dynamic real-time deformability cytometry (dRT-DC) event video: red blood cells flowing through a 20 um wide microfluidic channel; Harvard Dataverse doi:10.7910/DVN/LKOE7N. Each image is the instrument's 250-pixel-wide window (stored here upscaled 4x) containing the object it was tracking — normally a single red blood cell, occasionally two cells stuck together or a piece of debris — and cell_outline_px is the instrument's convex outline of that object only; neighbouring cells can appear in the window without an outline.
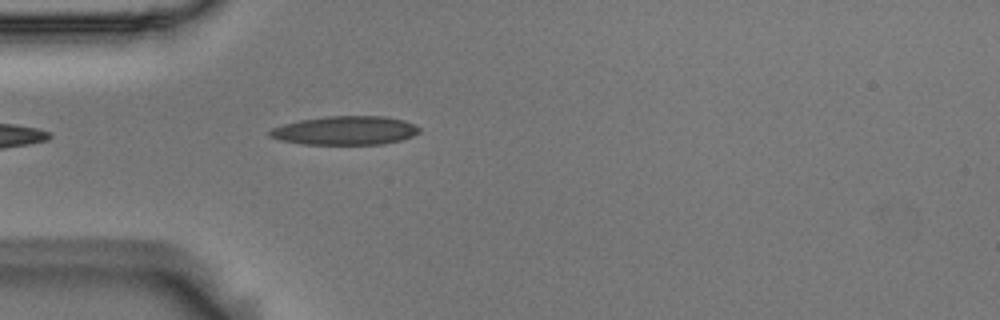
{"species": "Egyptian fruit bat (a non-hibernating species)", "species_latin": "Rousettus aegyptiacus", "temperature_condition": "room temperature", "stored_images_in_passage": 5, "camera_frame_rate_fps": 3000, "um_per_image_px": 0.085, "animal": {"sex": "male"}, "frame": {"image": 1, "passage_image": 5, "time_ms": 1.333, "image_size_px": [1000, 320], "cell_outline_px": [[420, 132], [412, 136], [400, 140], [380, 144], [304, 144], [280, 140], [268, 136], [268, 132], [272, 128], [284, 124], [300, 120], [328, 116], [384, 116], [404, 120], [420, 128]], "centroid_in_image_um": [29.33, 11.09], "position_along_channel_um": 55.7, "area_um2": 24.91}}